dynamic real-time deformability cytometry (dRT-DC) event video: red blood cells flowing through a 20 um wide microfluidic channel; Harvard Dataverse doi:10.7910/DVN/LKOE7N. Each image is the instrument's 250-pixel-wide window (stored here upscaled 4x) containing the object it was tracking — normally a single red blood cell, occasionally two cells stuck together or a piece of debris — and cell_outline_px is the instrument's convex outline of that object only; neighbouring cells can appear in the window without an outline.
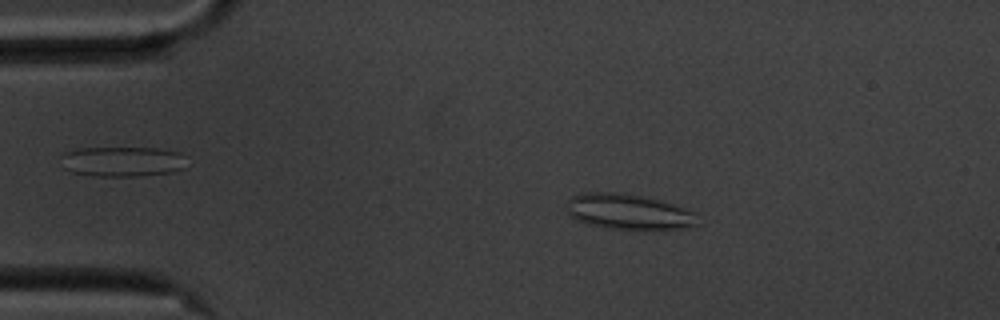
{"species": "common noctule bat (a hibernating species)", "species_latin": "Nyctalus noctula", "temperature_condition": "cold", "stored_images_in_passage": 55, "camera_frame_rate_fps": 3000, "um_per_image_px": 0.085, "animal": {"sex": "male", "body_mass_g": 20.1, "forearm_length_mm": 53.5}, "frame": {"image": 1, "passage_image": 9, "time_ms": 2.667, "image_size_px": [1000, 320], "cell_outline_px": [[696, 224], [684, 228], [664, 232], [660, 232], [608, 228], [588, 224], [576, 220], [568, 212], [568, 200], [572, 196], [584, 192], [620, 192], [660, 200], [696, 212]], "centroid_in_image_um": [53.47, 18.04], "position_along_channel_um": 31.5, "area_um2": 27.63}}
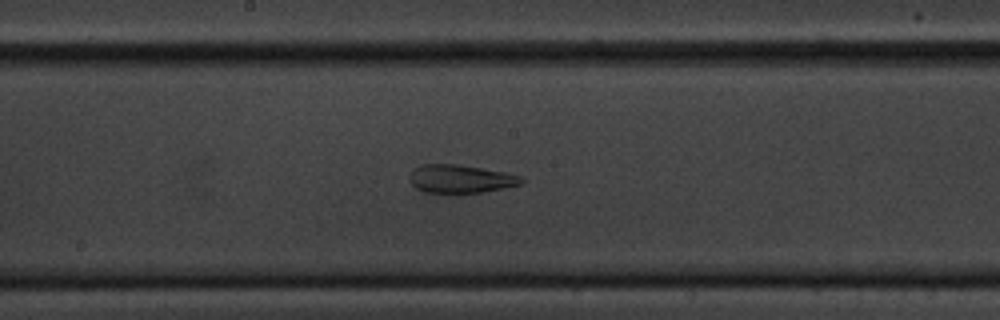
{"frame": {"image": 2, "passage_image": 28, "time_ms": 9.0, "image_size_px": [1000, 320], "cell_outline_px": [[524, 180], [520, 184], [504, 188], [480, 192], [424, 192], [416, 188], [408, 180], [408, 176], [412, 168], [420, 164], [460, 164], [504, 172], [520, 176]], "centroid_in_image_um": [39.08, 15.18], "position_along_channel_um": 209.1, "area_um2": 18.38}}
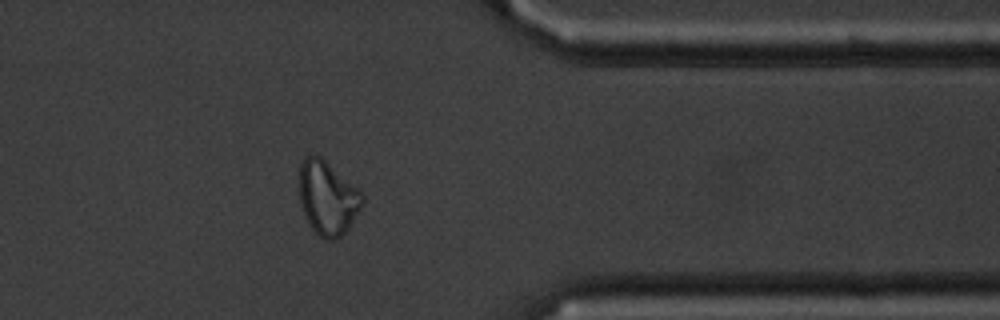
{"frame": {"image": 3, "passage_image": 44, "time_ms": 14.333, "image_size_px": [1000, 320], "cell_outline_px": [[364, 204], [348, 228], [336, 240], [324, 240], [312, 228], [304, 212], [300, 200], [300, 164], [304, 156], [320, 156], [356, 188], [364, 196]], "centroid_in_image_um": [27.85, 16.84], "position_along_channel_um": 383.5, "area_um2": 26.53}, "authors_computed_cell_mechanics": {"area_um2": 25.432, "velocity_mm_per_s": 3.5139, "shape_relaxation_time_tau1_ms": null, "shape_relaxation_time_tau2_ms": 2.0518, "deformation_change_tau1": null, "deformation_change_tau2": 0.1081}}